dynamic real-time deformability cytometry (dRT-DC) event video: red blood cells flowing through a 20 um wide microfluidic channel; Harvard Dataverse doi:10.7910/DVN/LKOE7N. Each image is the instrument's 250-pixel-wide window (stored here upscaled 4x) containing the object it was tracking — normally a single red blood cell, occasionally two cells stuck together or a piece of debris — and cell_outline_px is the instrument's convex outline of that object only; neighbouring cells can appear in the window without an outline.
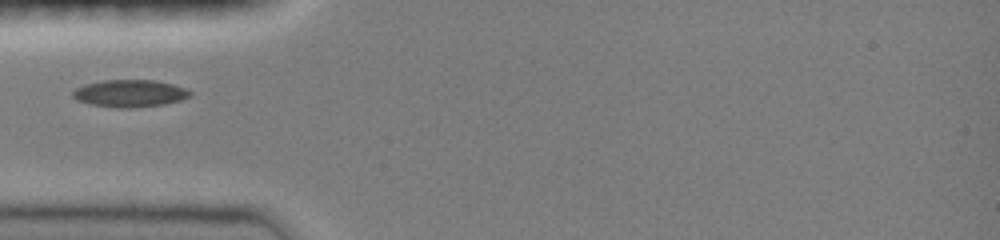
{"species": "common noctule bat (a hibernating species)", "species_latin": "Nyctalus noctula", "temperature_condition": "room temperature", "stored_images_in_passage": 30, "camera_frame_rate_fps": 3000, "um_per_image_px": 0.085, "animal": {"sex": "female", "body_mass_g": 19.0, "forearm_length_mm": 51.5}, "frame": {"image": 1, "passage_image": 1, "time_ms": 0.0, "image_size_px": [1000, 240], "cell_outline_px": [[192, 96], [180, 100], [164, 104], [132, 108], [116, 108], [88, 104], [76, 100], [72, 96], [72, 92], [76, 88], [84, 84], [104, 80], [156, 80], [172, 84], [184, 88], [192, 92]], "centroid_in_image_um": [11.01, 7.94], "position_along_channel_um": 74.0, "area_um2": 18.79}}
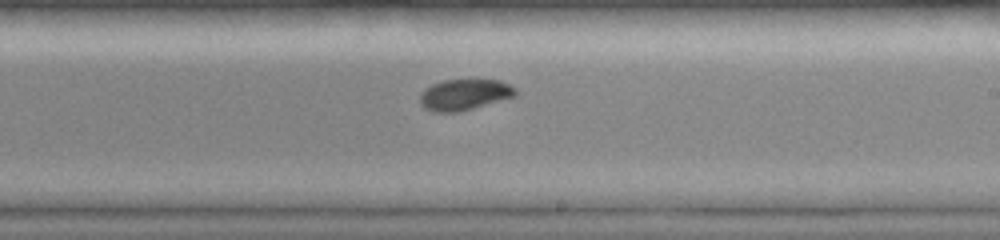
{"frame": {"image": 2, "passage_image": 14, "time_ms": 4.333, "image_size_px": [1000, 240], "cell_outline_px": [[516, 96], [460, 112], [432, 112], [424, 108], [420, 104], [420, 92], [432, 84], [444, 80], [472, 76], [500, 80], [516, 88]], "centroid_in_image_um": [39.48, 7.99], "position_along_channel_um": 249.5, "area_um2": 18.15}}
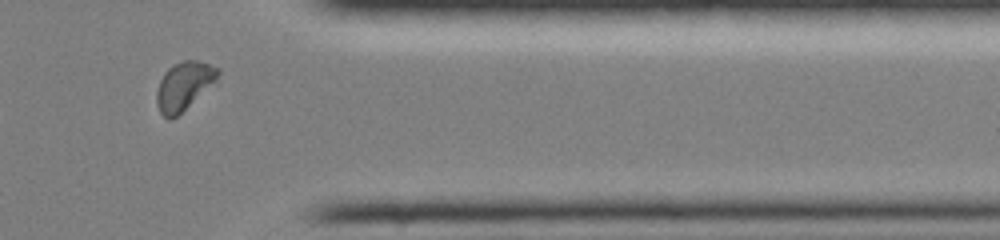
{"frame": {"image": 3, "passage_image": 25, "time_ms": 8.0, "image_size_px": [1000, 240], "cell_outline_px": [[220, 72], [216, 80], [172, 120], [168, 120], [160, 112], [156, 104], [156, 92], [160, 80], [164, 72], [172, 64], [184, 60], [196, 60], [220, 68]], "centroid_in_image_um": [15.6, 7.29], "position_along_channel_um": 395.8, "area_um2": 16.99}}